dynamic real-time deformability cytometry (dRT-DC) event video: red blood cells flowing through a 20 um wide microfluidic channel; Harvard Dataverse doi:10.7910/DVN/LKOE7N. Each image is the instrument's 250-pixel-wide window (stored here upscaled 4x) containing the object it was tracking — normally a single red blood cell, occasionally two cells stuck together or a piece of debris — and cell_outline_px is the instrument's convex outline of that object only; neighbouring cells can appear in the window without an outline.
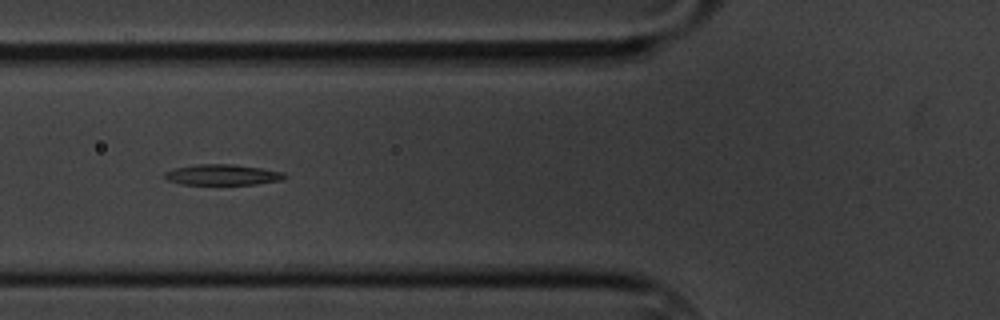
{"species": "common noctule bat (a hibernating species)", "species_latin": "Nyctalus noctula", "temperature_condition": "cold", "stored_images_in_passage": 9, "camera_frame_rate_fps": 3000, "um_per_image_px": 0.085, "animal": {"sex": "male", "body_mass_g": 20.1, "forearm_length_mm": 53.5}, "frame": {"image": 1, "passage_image": 6, "time_ms": 6.667, "image_size_px": [1000, 320], "cell_outline_px": [[288, 176], [284, 180], [256, 184], [180, 184], [168, 180], [164, 176], [164, 172], [176, 168], [196, 164], [236, 164], [284, 172]], "centroid_in_image_um": [18.95, 14.85], "position_along_channel_um": 106.8, "area_um2": 14.51}}
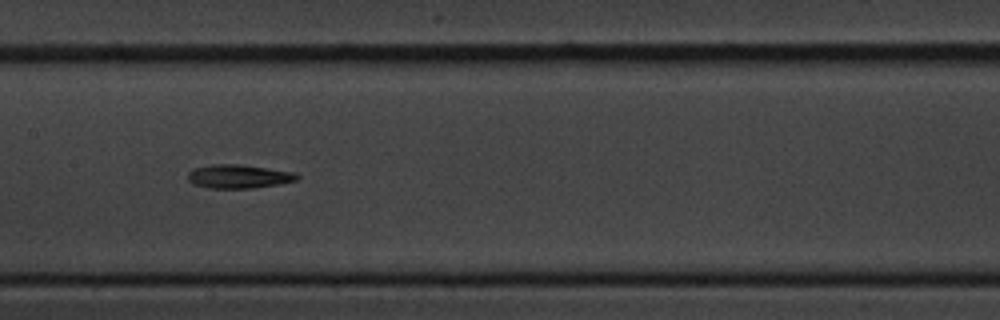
{"frame": {"image": 2, "passage_image": 8, "time_ms": 9.0, "image_size_px": [1000, 320], "cell_outline_px": [[300, 176], [296, 180], [276, 184], [252, 188], [208, 188], [196, 184], [188, 180], [188, 172], [192, 168], [212, 164], [240, 164], [292, 172]], "centroid_in_image_um": [20.23, 14.98], "position_along_channel_um": 187.2, "area_um2": 14.85}}
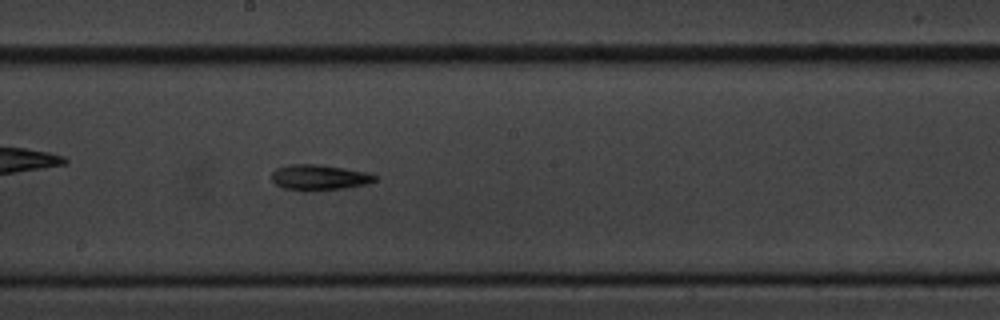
{"frame": {"image": 3, "passage_image": 9, "time_ms": 10.0, "image_size_px": [1000, 320], "cell_outline_px": [[376, 180], [368, 184], [344, 188], [304, 192], [284, 188], [276, 184], [272, 180], [272, 172], [276, 168], [288, 164], [320, 164], [368, 172], [376, 176]], "centroid_in_image_um": [27.12, 15.08], "position_along_channel_um": 221.1, "area_um2": 15.61}}